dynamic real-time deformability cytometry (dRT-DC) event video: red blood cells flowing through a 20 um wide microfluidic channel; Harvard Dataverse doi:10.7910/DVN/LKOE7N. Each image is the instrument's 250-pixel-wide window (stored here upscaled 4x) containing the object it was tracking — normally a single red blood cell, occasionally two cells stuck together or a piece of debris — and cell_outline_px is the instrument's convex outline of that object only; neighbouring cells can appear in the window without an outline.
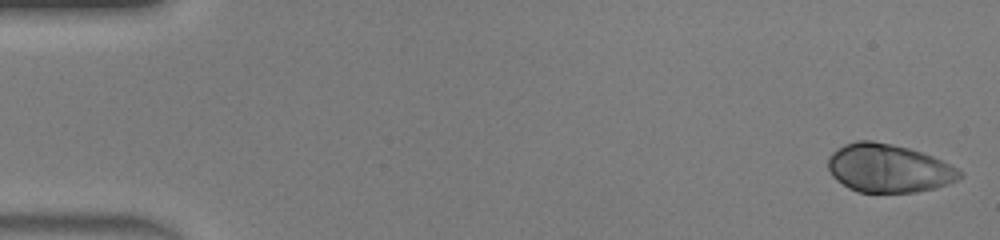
{"species": "human", "species_latin": "Homo sapiens", "temperature_condition": "warm", "stored_images_in_passage": 47, "camera_frame_rate_fps": 3000, "um_per_image_px": 0.085, "donor": {"sex": "male"}, "frame": {"image": 1, "passage_image": 1, "time_ms": 0.0, "image_size_px": [1000, 240], "cell_outline_px": [[964, 176], [948, 184], [936, 188], [916, 192], [860, 192], [848, 188], [836, 180], [832, 176], [828, 168], [828, 156], [832, 152], [844, 144], [856, 140], [872, 140], [892, 144], [908, 148], [932, 156], [964, 172]], "centroid_in_image_um": [75.51, 14.3], "position_along_channel_um": 9.5, "area_um2": 37.17}}
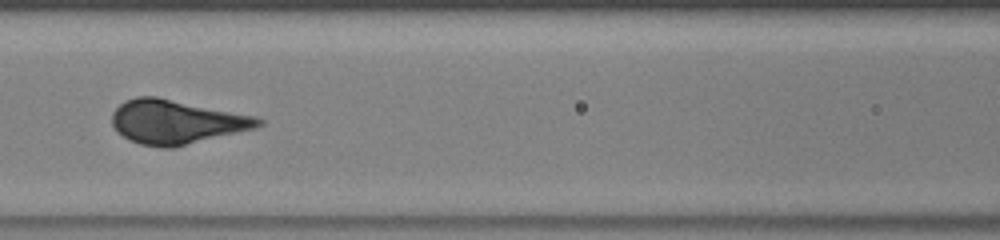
{"frame": {"image": 2, "passage_image": 21, "time_ms": 6.667, "image_size_px": [1000, 240], "cell_outline_px": [[264, 124], [256, 128], [176, 148], [160, 148], [140, 144], [128, 140], [116, 132], [112, 124], [112, 112], [124, 100], [136, 96], [156, 96], [256, 116], [264, 120]], "centroid_in_image_um": [14.98, 10.37], "position_along_channel_um": 151.6, "area_um2": 38.09}}
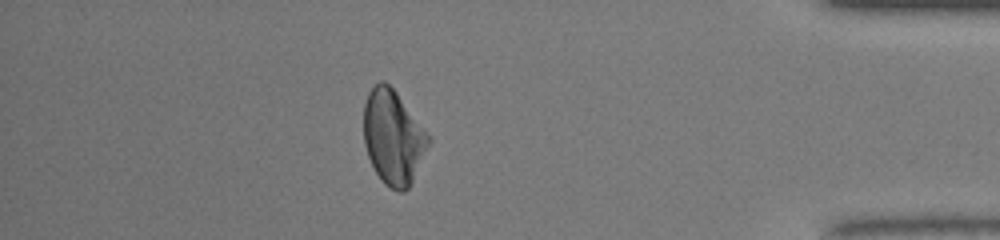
{"frame": {"image": 3, "passage_image": 41, "time_ms": 13.333, "image_size_px": [1000, 240], "cell_outline_px": [[432, 140], [408, 188], [404, 192], [396, 192], [384, 184], [376, 172], [368, 156], [364, 144], [364, 104], [368, 92], [380, 80], [384, 80], [396, 92], [432, 136]], "centroid_in_image_um": [33.43, 11.67], "position_along_channel_um": 401.8, "area_um2": 35.72}}